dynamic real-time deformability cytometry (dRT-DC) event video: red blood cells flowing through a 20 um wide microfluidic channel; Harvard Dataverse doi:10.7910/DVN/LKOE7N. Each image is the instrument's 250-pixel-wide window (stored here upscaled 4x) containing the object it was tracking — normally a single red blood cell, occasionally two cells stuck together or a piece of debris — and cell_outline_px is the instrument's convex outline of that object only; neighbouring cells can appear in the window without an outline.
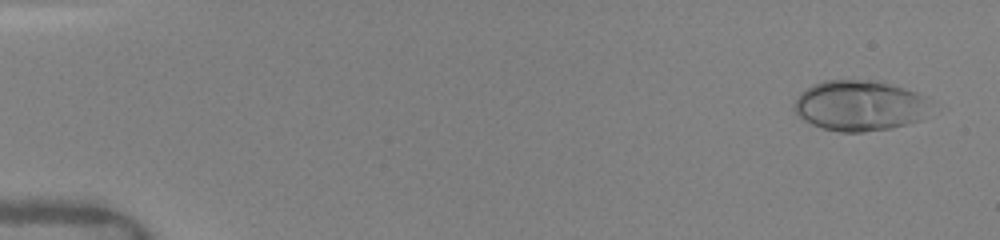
{"species": "human", "species_latin": "Homo sapiens", "temperature_condition": "warm", "stored_images_in_passage": 40, "camera_frame_rate_fps": 3000, "um_per_image_px": 0.085, "donor": {"sex": "female"}, "frame": {"image": 1, "passage_image": 2, "time_ms": 0.333, "image_size_px": [1000, 240], "cell_outline_px": [[924, 120], [888, 128], [864, 132], [840, 132], [820, 128], [804, 120], [792, 108], [800, 92], [824, 80], [884, 80], [916, 92], [924, 96]], "centroid_in_image_um": [73.02, 8.97], "position_along_channel_um": 12.0, "area_um2": 40.0}}
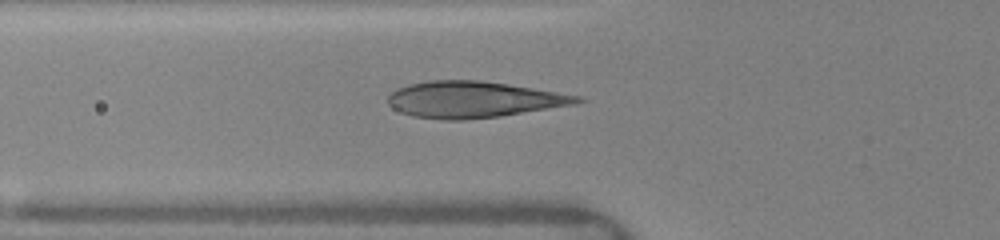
{"frame": {"image": 2, "passage_image": 21, "time_ms": 5.667, "image_size_px": [1000, 240], "cell_outline_px": [[584, 100], [576, 104], [500, 116], [464, 120], [444, 120], [412, 116], [400, 112], [392, 108], [388, 104], [388, 96], [396, 88], [408, 84], [432, 80], [480, 80], [508, 84], [580, 96]], "centroid_in_image_um": [40.19, 8.46], "position_along_channel_um": 85.6, "area_um2": 39.94}}
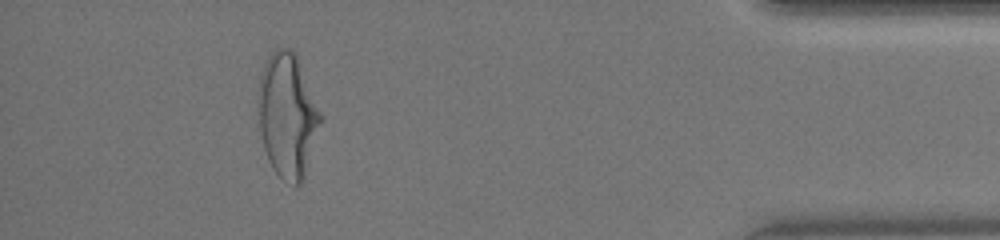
{"frame": {"image": 3, "passage_image": 38, "time_ms": 14.667, "image_size_px": [1000, 240], "cell_outline_px": [[324, 120], [304, 180], [296, 188], [284, 180], [272, 168], [268, 160], [264, 148], [260, 132], [256, 104], [256, 100], [260, 72], [268, 56], [276, 48], [288, 48], [296, 52], [324, 116]], "centroid_in_image_um": [24.46, 9.81], "position_along_channel_um": 410.7, "area_um2": 46.76}}